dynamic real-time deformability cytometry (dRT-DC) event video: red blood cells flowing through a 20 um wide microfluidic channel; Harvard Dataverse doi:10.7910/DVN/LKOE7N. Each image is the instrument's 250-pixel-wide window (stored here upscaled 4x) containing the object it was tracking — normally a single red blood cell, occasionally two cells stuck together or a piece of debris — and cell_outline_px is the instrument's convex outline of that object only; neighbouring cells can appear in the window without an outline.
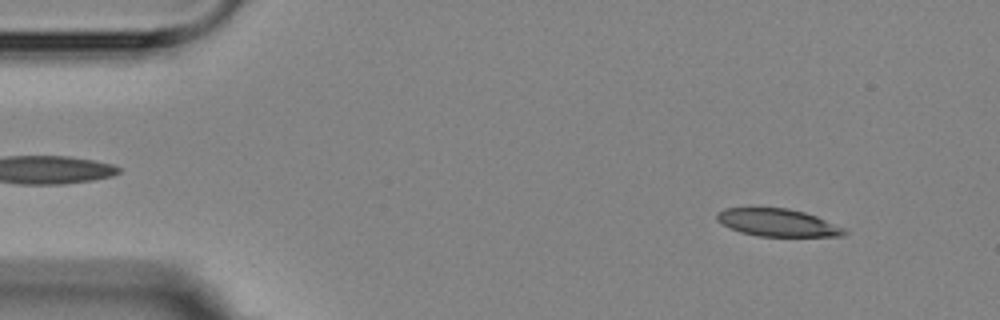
{"species": "Egyptian fruit bat (a non-hibernating species)", "species_latin": "Rousettus aegyptiacus", "temperature_condition": "room temperature", "stored_images_in_passage": 4, "camera_frame_rate_fps": 3000, "um_per_image_px": 0.085, "animal": {"sex": "female"}, "frame": {"image": 1, "passage_image": 1, "time_ms": 0.0, "image_size_px": [1000, 320], "cell_outline_px": [[848, 232], [844, 236], [756, 236], [740, 232], [716, 220], [716, 212], [724, 208], [788, 208], [804, 212], [816, 216], [844, 228]], "centroid_in_image_um": [66.09, 18.92], "position_along_channel_um": 18.9, "area_um2": 20.35}}
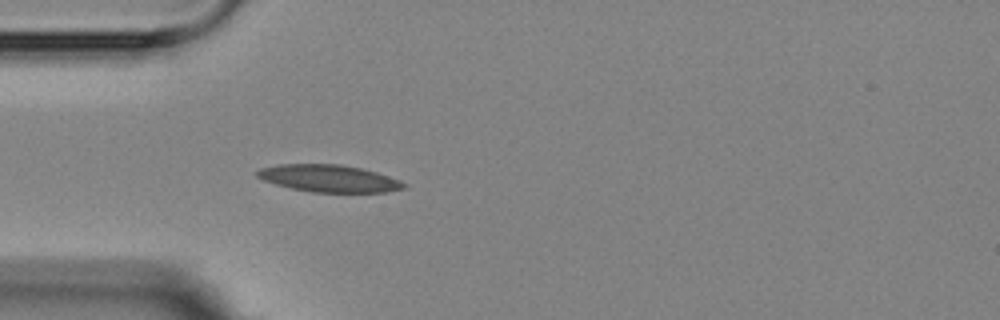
{"frame": {"image": 2, "passage_image": 4, "time_ms": 3.333, "image_size_px": [1000, 320], "cell_outline_px": [[408, 184], [404, 188], [388, 192], [312, 192], [292, 188], [276, 184], [264, 180], [256, 176], [256, 172], [260, 168], [280, 164], [340, 164], [360, 168], [376, 172], [400, 180]], "centroid_in_image_um": [27.98, 15.16], "position_along_channel_um": 57.0, "area_um2": 23.12}}